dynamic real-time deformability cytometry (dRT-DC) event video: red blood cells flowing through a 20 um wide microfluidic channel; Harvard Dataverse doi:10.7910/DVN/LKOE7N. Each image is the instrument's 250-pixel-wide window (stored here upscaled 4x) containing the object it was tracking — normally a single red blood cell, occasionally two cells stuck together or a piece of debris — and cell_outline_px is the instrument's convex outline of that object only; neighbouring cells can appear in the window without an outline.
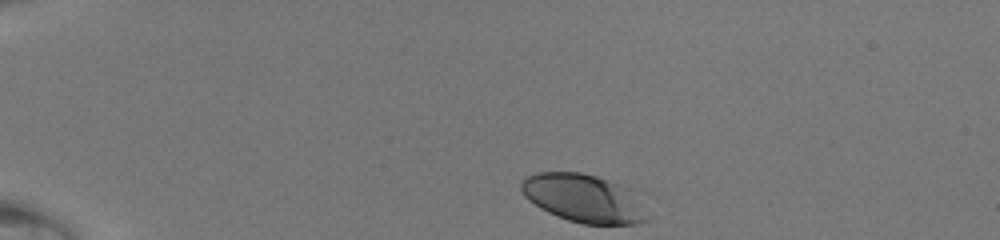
{"species": "human", "species_latin": "Homo sapiens", "temperature_condition": "room temperature", "stored_images_in_passage": 38, "camera_frame_rate_fps": 3000, "um_per_image_px": 0.085, "donor": {"sex": "male"}, "frame": {"image": 1, "passage_image": 1, "time_ms": 0.0, "image_size_px": [1000, 240], "cell_outline_px": [[648, 220], [636, 224], [584, 224], [568, 220], [556, 216], [540, 208], [528, 200], [524, 196], [520, 188], [520, 184], [524, 176], [536, 172], [580, 172], [596, 176], [608, 180], [628, 188]], "centroid_in_image_um": [49.49, 16.84], "position_along_channel_um": 35.5, "area_um2": 34.85}}
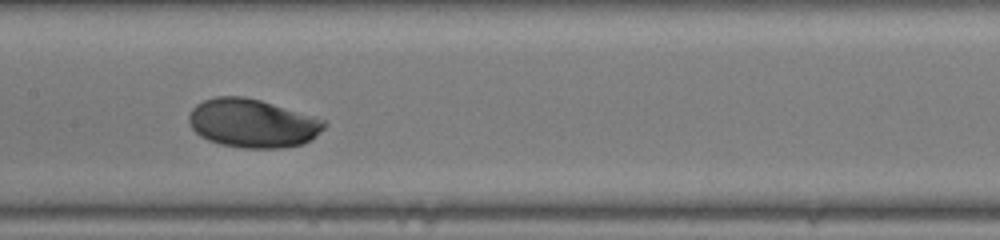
{"frame": {"image": 2, "passage_image": 17, "time_ms": 5.333, "image_size_px": [1000, 240], "cell_outline_px": [[328, 124], [312, 140], [304, 144], [284, 148], [244, 148], [220, 144], [208, 140], [200, 136], [192, 128], [188, 120], [188, 116], [192, 108], [196, 104], [204, 100], [216, 96], [244, 96], [260, 100], [324, 120]], "centroid_in_image_um": [21.45, 10.48], "position_along_channel_um": 186.0, "area_um2": 38.32}}
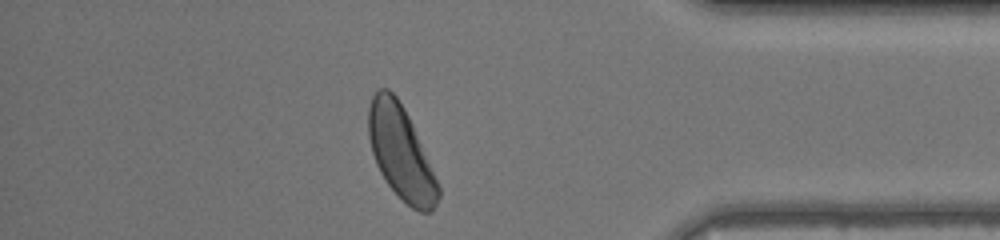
{"frame": {"image": 3, "passage_image": 33, "time_ms": 10.667, "image_size_px": [1000, 240], "cell_outline_px": [[440, 196], [436, 204], [428, 212], [420, 212], [412, 208], [388, 184], [380, 172], [376, 164], [372, 152], [368, 136], [368, 108], [372, 96], [380, 88], [388, 88], [396, 96], [404, 108], [412, 124], [440, 188]], "centroid_in_image_um": [34.05, 12.95], "position_along_channel_um": 401.2, "area_um2": 37.22}}